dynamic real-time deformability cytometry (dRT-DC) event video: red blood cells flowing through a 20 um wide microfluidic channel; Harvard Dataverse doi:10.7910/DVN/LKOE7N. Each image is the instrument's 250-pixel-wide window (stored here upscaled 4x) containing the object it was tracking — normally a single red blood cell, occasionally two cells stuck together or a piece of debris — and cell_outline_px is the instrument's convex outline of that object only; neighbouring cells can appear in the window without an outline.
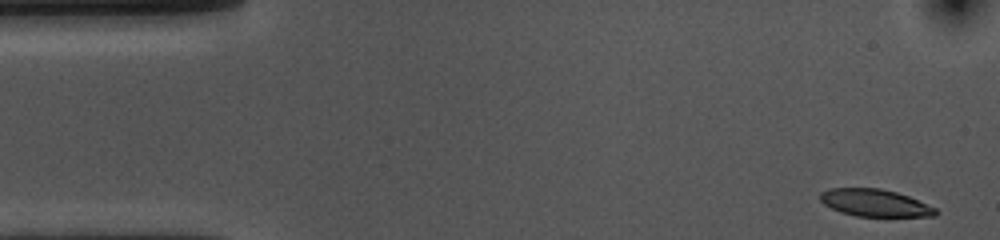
{"species": "common noctule bat (a hibernating species)", "species_latin": "Nyctalus noctula", "temperature_condition": "cold", "stored_images_in_passage": 52, "camera_frame_rate_fps": 3000, "um_per_image_px": 0.085, "animal": {"sex": "female", "body_mass_g": 10.0, "forearm_length_mm": 53.1}, "frame": {"image": 1, "passage_image": 1, "time_ms": 0.0, "image_size_px": [1000, 240], "cell_outline_px": [[940, 212], [936, 216], [856, 216], [840, 212], [824, 204], [820, 200], [820, 192], [828, 188], [880, 188], [896, 192], [908, 196], [936, 208]], "centroid_in_image_um": [74.36, 17.24], "position_along_channel_um": 10.6, "area_um2": 18.32}}
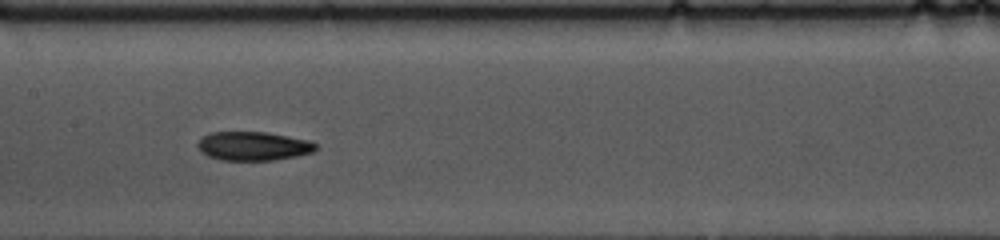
{"frame": {"image": 2, "passage_image": 24, "time_ms": 7.667, "image_size_px": [1000, 240], "cell_outline_px": [[316, 148], [312, 152], [296, 156], [272, 160], [220, 160], [208, 156], [200, 152], [196, 144], [204, 136], [212, 132], [268, 132], [312, 140], [316, 144]], "centroid_in_image_um": [21.53, 12.41], "position_along_channel_um": 185.9, "area_um2": 19.94}}
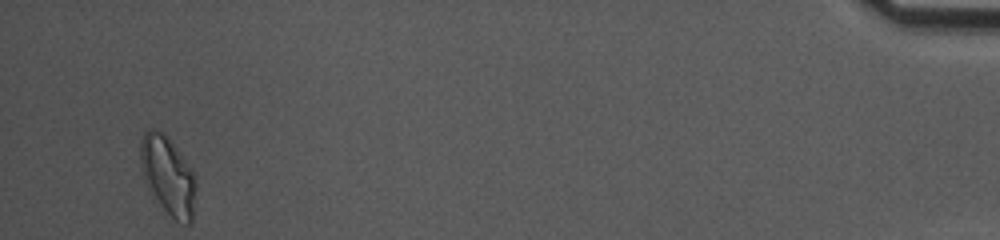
{"frame": {"image": 3, "passage_image": 51, "time_ms": 16.667, "image_size_px": [1000, 240], "cell_outline_px": [[196, 188], [192, 224], [184, 224], [164, 216], [160, 212], [144, 180], [140, 168], [140, 140], [144, 132], [148, 128], [152, 128], [164, 132], [168, 136], [192, 172], [196, 184]], "centroid_in_image_um": [14.23, 15.01], "position_along_channel_um": 421.0, "area_um2": 26.18}, "authors_computed_cell_mechanics": {"area_um2": 20.1433, "velocity_mm_per_s": 3.5694, "shape_relaxation_time_tau1_ms": 6.9628, "shape_relaxation_time_tau2_ms": 5.6877, "deformation_change_tau1": 0.1609, "deformation_change_tau2": 0.1299}}